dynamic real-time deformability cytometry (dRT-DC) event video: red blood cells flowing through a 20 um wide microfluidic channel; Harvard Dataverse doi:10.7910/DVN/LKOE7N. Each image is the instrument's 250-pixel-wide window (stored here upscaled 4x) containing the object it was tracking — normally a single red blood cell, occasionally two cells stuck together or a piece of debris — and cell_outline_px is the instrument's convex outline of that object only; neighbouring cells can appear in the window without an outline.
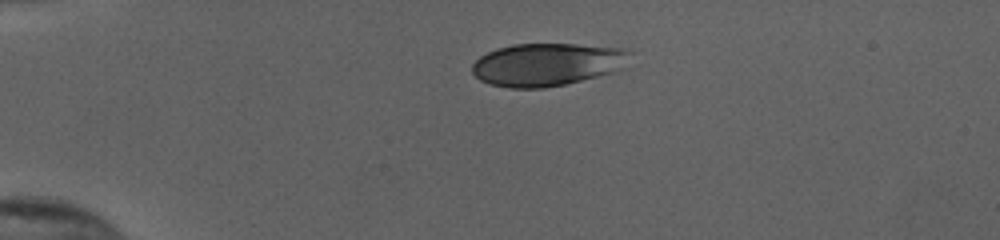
{"species": "human", "species_latin": "Homo sapiens", "temperature_condition": "cold", "stored_images_in_passage": 36, "camera_frame_rate_fps": 3000, "um_per_image_px": 0.085, "donor": {"sex": "female"}, "frame": {"image": 1, "passage_image": 1, "time_ms": 0.0, "image_size_px": [1000, 240], "cell_outline_px": [[632, 52], [628, 68], [616, 72], [564, 84], [544, 88], [508, 88], [488, 84], [480, 80], [472, 72], [472, 64], [480, 56], [496, 48], [512, 44], [576, 44], [624, 48]], "centroid_in_image_um": [46.57, 5.48], "position_along_channel_um": 38.4, "area_um2": 40.0}}
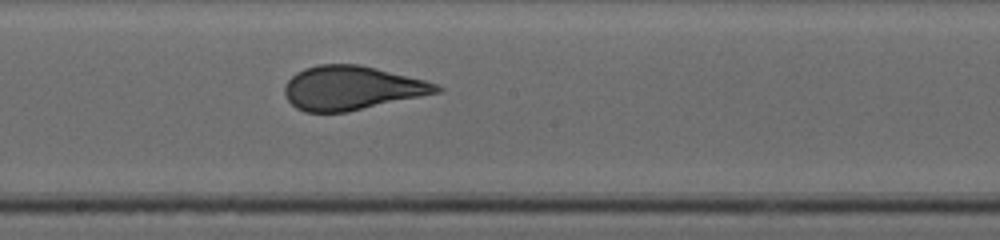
{"frame": {"image": 2, "passage_image": 19, "time_ms": 6.0, "image_size_px": [1000, 240], "cell_outline_px": [[444, 88], [440, 92], [348, 112], [304, 112], [296, 108], [284, 96], [284, 84], [296, 72], [304, 68], [320, 64], [360, 64], [424, 80], [436, 84]], "centroid_in_image_um": [29.86, 7.48], "position_along_channel_um": 218.3, "area_um2": 38.9}}
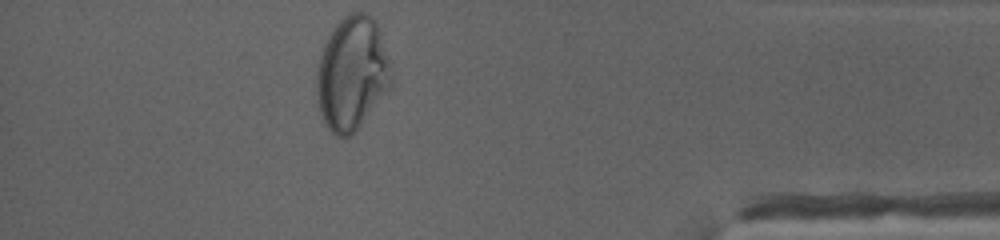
{"frame": {"image": 3, "passage_image": 36, "time_ms": 11.667, "image_size_px": [1000, 240], "cell_outline_px": [[392, 84], [356, 132], [352, 136], [336, 136], [328, 128], [320, 112], [316, 92], [316, 72], [320, 52], [328, 36], [336, 24], [344, 16], [352, 12], [368, 12], [376, 20], [380, 32], [388, 60], [392, 76]], "centroid_in_image_um": [29.91, 6.24], "position_along_channel_um": 405.3, "area_um2": 49.48}}